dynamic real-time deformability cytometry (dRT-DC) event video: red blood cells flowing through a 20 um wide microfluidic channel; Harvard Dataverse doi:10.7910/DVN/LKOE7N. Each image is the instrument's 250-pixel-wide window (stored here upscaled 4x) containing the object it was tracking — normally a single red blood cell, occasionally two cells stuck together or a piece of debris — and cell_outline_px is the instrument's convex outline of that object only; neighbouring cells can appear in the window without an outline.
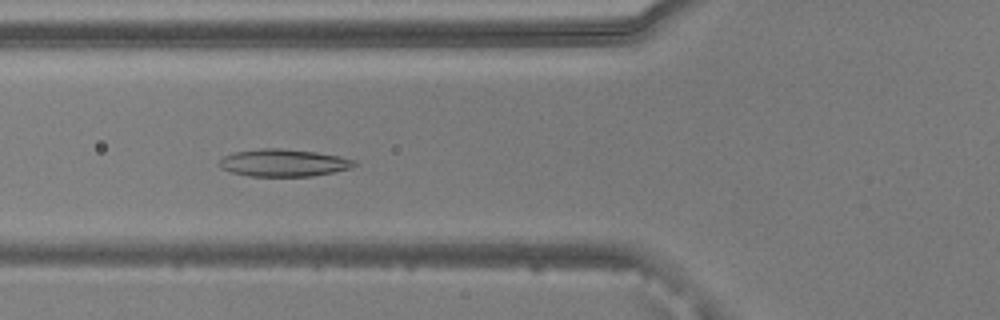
{"species": "common noctule bat (a hibernating species)", "species_latin": "Nyctalus noctula", "temperature_condition": "warm", "stored_images_in_passage": 33, "camera_frame_rate_fps": 3000, "um_per_image_px": 0.085, "animal": {"sex": "male", "body_mass_g": 20.5, "forearm_length_mm": 52.5}, "frame": {"image": 1, "passage_image": 6, "time_ms": 1.667, "image_size_px": [1000, 320], "cell_outline_px": [[360, 164], [352, 168], [312, 176], [248, 176], [232, 172], [220, 168], [220, 160], [224, 156], [236, 152], [260, 148], [280, 148], [316, 152], [340, 156], [356, 160]], "centroid_in_image_um": [24.16, 13.84], "position_along_channel_um": 101.6, "area_um2": 21.56}}
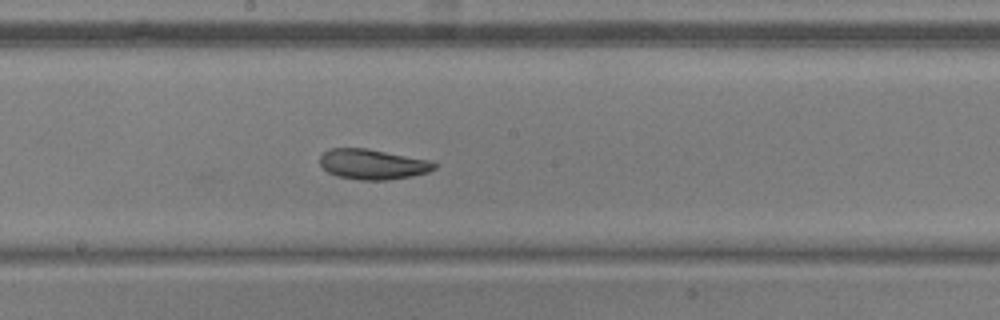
{"frame": {"image": 2, "passage_image": 15, "time_ms": 4.667, "image_size_px": [1000, 320], "cell_outline_px": [[436, 168], [428, 172], [412, 176], [388, 180], [360, 180], [336, 176], [328, 172], [320, 164], [320, 156], [328, 148], [368, 148], [432, 160], [436, 164]], "centroid_in_image_um": [31.69, 13.95], "position_along_channel_um": 216.5, "area_um2": 20.4}}
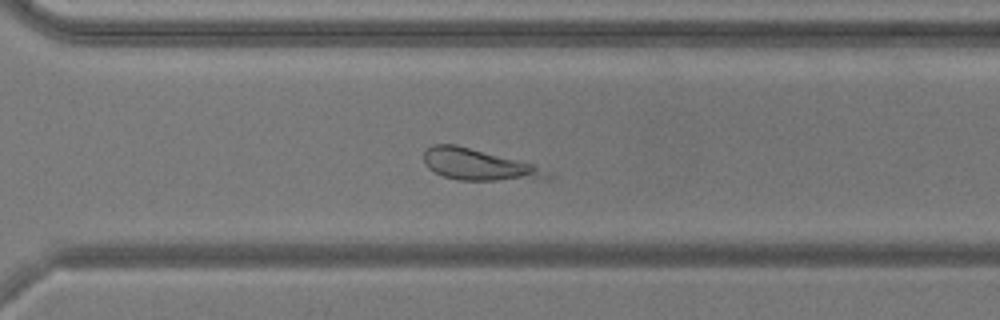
{"frame": {"image": 3, "passage_image": 24, "time_ms": 7.667, "image_size_px": [1000, 320], "cell_outline_px": [[556, 176], [548, 180], [460, 180], [444, 176], [428, 168], [424, 164], [424, 152], [432, 144], [456, 144], [536, 164]], "centroid_in_image_um": [40.79, 14.01], "position_along_channel_um": 329.8, "area_um2": 22.89}}